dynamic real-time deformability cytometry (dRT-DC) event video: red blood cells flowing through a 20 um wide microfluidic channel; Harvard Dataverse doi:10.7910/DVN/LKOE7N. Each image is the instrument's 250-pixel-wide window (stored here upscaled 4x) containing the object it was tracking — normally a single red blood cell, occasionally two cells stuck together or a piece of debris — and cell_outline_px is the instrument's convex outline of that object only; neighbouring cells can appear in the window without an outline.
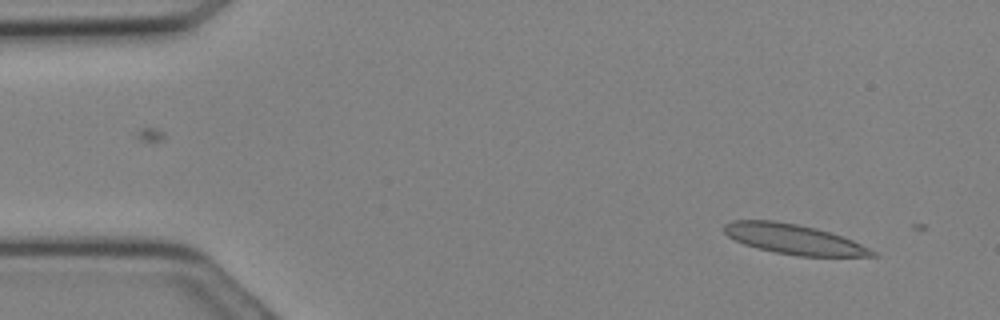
{"species": "Egyptian fruit bat (a non-hibernating species)", "species_latin": "Rousettus aegyptiacus", "temperature_condition": "cold", "stored_images_in_passage": 3, "camera_frame_rate_fps": 3000, "um_per_image_px": 0.085, "animal": {"sex": "female"}, "frame": {"image": 1, "passage_image": 2, "time_ms": 0.333, "image_size_px": [1000, 320], "cell_outline_px": [[880, 256], [800, 256], [776, 252], [744, 244], [728, 236], [724, 232], [724, 224], [732, 220], [776, 220], [816, 228], [852, 240], [876, 252]], "centroid_in_image_um": [67.45, 20.32], "position_along_channel_um": 17.5, "area_um2": 25.49}}